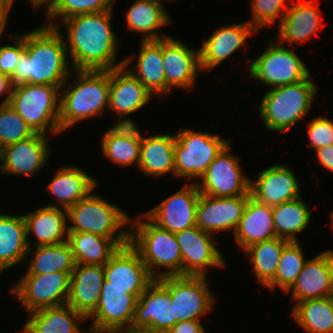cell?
Listing matches in <instances>:
<instances>
[{
	"label": "cell",
	"instance_id": "7bdbcfd3",
	"mask_svg": "<svg viewBox=\"0 0 333 333\" xmlns=\"http://www.w3.org/2000/svg\"><path fill=\"white\" fill-rule=\"evenodd\" d=\"M35 133L9 104H0V148L26 140Z\"/></svg>",
	"mask_w": 333,
	"mask_h": 333
},
{
	"label": "cell",
	"instance_id": "d4e9b609",
	"mask_svg": "<svg viewBox=\"0 0 333 333\" xmlns=\"http://www.w3.org/2000/svg\"><path fill=\"white\" fill-rule=\"evenodd\" d=\"M318 5L314 0H292L278 24V42L298 45L317 33L322 25Z\"/></svg>",
	"mask_w": 333,
	"mask_h": 333
},
{
	"label": "cell",
	"instance_id": "1f68e13d",
	"mask_svg": "<svg viewBox=\"0 0 333 333\" xmlns=\"http://www.w3.org/2000/svg\"><path fill=\"white\" fill-rule=\"evenodd\" d=\"M137 124H114L102 137L101 151L112 163L124 167L134 164L138 168L142 134Z\"/></svg>",
	"mask_w": 333,
	"mask_h": 333
},
{
	"label": "cell",
	"instance_id": "ac0fdd59",
	"mask_svg": "<svg viewBox=\"0 0 333 333\" xmlns=\"http://www.w3.org/2000/svg\"><path fill=\"white\" fill-rule=\"evenodd\" d=\"M163 67L166 77V94L174 87L190 90L194 88L200 73L199 48L192 49L187 44L170 36L163 39Z\"/></svg>",
	"mask_w": 333,
	"mask_h": 333
},
{
	"label": "cell",
	"instance_id": "603a6c76",
	"mask_svg": "<svg viewBox=\"0 0 333 333\" xmlns=\"http://www.w3.org/2000/svg\"><path fill=\"white\" fill-rule=\"evenodd\" d=\"M137 300L127 289L102 287L98 305L87 317L93 322L89 330L131 328Z\"/></svg>",
	"mask_w": 333,
	"mask_h": 333
},
{
	"label": "cell",
	"instance_id": "836d02e7",
	"mask_svg": "<svg viewBox=\"0 0 333 333\" xmlns=\"http://www.w3.org/2000/svg\"><path fill=\"white\" fill-rule=\"evenodd\" d=\"M28 249L23 214L8 215L0 212V274L15 264L28 261Z\"/></svg>",
	"mask_w": 333,
	"mask_h": 333
},
{
	"label": "cell",
	"instance_id": "cb8c5ba5",
	"mask_svg": "<svg viewBox=\"0 0 333 333\" xmlns=\"http://www.w3.org/2000/svg\"><path fill=\"white\" fill-rule=\"evenodd\" d=\"M256 30L246 21L218 28L199 48L202 71H212L244 46Z\"/></svg>",
	"mask_w": 333,
	"mask_h": 333
},
{
	"label": "cell",
	"instance_id": "f546056e",
	"mask_svg": "<svg viewBox=\"0 0 333 333\" xmlns=\"http://www.w3.org/2000/svg\"><path fill=\"white\" fill-rule=\"evenodd\" d=\"M98 186L97 179L88 175L80 167H65L58 169L54 178L46 188L53 195L58 205L48 204L50 207H61L68 210L79 200L87 197Z\"/></svg>",
	"mask_w": 333,
	"mask_h": 333
},
{
	"label": "cell",
	"instance_id": "6f0895ef",
	"mask_svg": "<svg viewBox=\"0 0 333 333\" xmlns=\"http://www.w3.org/2000/svg\"><path fill=\"white\" fill-rule=\"evenodd\" d=\"M21 333H28L24 328L20 331Z\"/></svg>",
	"mask_w": 333,
	"mask_h": 333
},
{
	"label": "cell",
	"instance_id": "ab89813d",
	"mask_svg": "<svg viewBox=\"0 0 333 333\" xmlns=\"http://www.w3.org/2000/svg\"><path fill=\"white\" fill-rule=\"evenodd\" d=\"M273 224L278 238L299 241L296 234L304 231L310 223L312 212L302 196L272 207Z\"/></svg>",
	"mask_w": 333,
	"mask_h": 333
},
{
	"label": "cell",
	"instance_id": "816d5d0a",
	"mask_svg": "<svg viewBox=\"0 0 333 333\" xmlns=\"http://www.w3.org/2000/svg\"><path fill=\"white\" fill-rule=\"evenodd\" d=\"M88 331L90 333H134L132 328H103Z\"/></svg>",
	"mask_w": 333,
	"mask_h": 333
},
{
	"label": "cell",
	"instance_id": "6da1fadb",
	"mask_svg": "<svg viewBox=\"0 0 333 333\" xmlns=\"http://www.w3.org/2000/svg\"><path fill=\"white\" fill-rule=\"evenodd\" d=\"M113 10L78 14L61 21L54 27L65 29L67 54L74 70L110 71L124 66L117 60L120 40L112 29ZM119 40V41H118Z\"/></svg>",
	"mask_w": 333,
	"mask_h": 333
},
{
	"label": "cell",
	"instance_id": "f35d334b",
	"mask_svg": "<svg viewBox=\"0 0 333 333\" xmlns=\"http://www.w3.org/2000/svg\"><path fill=\"white\" fill-rule=\"evenodd\" d=\"M289 242L286 239L275 237L254 243L243 251L252 264V271L258 283L264 287L275 278L282 251Z\"/></svg>",
	"mask_w": 333,
	"mask_h": 333
},
{
	"label": "cell",
	"instance_id": "7c38bea8",
	"mask_svg": "<svg viewBox=\"0 0 333 333\" xmlns=\"http://www.w3.org/2000/svg\"><path fill=\"white\" fill-rule=\"evenodd\" d=\"M170 291L177 322L201 320L213 310L215 295L206 276H167L159 279Z\"/></svg>",
	"mask_w": 333,
	"mask_h": 333
},
{
	"label": "cell",
	"instance_id": "bcb514c9",
	"mask_svg": "<svg viewBox=\"0 0 333 333\" xmlns=\"http://www.w3.org/2000/svg\"><path fill=\"white\" fill-rule=\"evenodd\" d=\"M308 148H318L333 145V121L327 117L318 116L308 122Z\"/></svg>",
	"mask_w": 333,
	"mask_h": 333
},
{
	"label": "cell",
	"instance_id": "7dc6e473",
	"mask_svg": "<svg viewBox=\"0 0 333 333\" xmlns=\"http://www.w3.org/2000/svg\"><path fill=\"white\" fill-rule=\"evenodd\" d=\"M169 333H206V329L201 320H186L177 322Z\"/></svg>",
	"mask_w": 333,
	"mask_h": 333
},
{
	"label": "cell",
	"instance_id": "44dd1931",
	"mask_svg": "<svg viewBox=\"0 0 333 333\" xmlns=\"http://www.w3.org/2000/svg\"><path fill=\"white\" fill-rule=\"evenodd\" d=\"M295 305L307 299L333 295V250H326L307 260L297 280L286 292Z\"/></svg>",
	"mask_w": 333,
	"mask_h": 333
},
{
	"label": "cell",
	"instance_id": "ee69618b",
	"mask_svg": "<svg viewBox=\"0 0 333 333\" xmlns=\"http://www.w3.org/2000/svg\"><path fill=\"white\" fill-rule=\"evenodd\" d=\"M286 0H252V19L247 22L257 31L262 27H270L281 22L283 15L291 5V1Z\"/></svg>",
	"mask_w": 333,
	"mask_h": 333
},
{
	"label": "cell",
	"instance_id": "7a4b0ae2",
	"mask_svg": "<svg viewBox=\"0 0 333 333\" xmlns=\"http://www.w3.org/2000/svg\"><path fill=\"white\" fill-rule=\"evenodd\" d=\"M24 46L25 52L10 77L12 86L42 84L60 89L73 70L60 27L45 24L25 32Z\"/></svg>",
	"mask_w": 333,
	"mask_h": 333
},
{
	"label": "cell",
	"instance_id": "7402d4cb",
	"mask_svg": "<svg viewBox=\"0 0 333 333\" xmlns=\"http://www.w3.org/2000/svg\"><path fill=\"white\" fill-rule=\"evenodd\" d=\"M298 178L285 164H274L262 169L250 182V194L270 207L301 197Z\"/></svg>",
	"mask_w": 333,
	"mask_h": 333
},
{
	"label": "cell",
	"instance_id": "4316f807",
	"mask_svg": "<svg viewBox=\"0 0 333 333\" xmlns=\"http://www.w3.org/2000/svg\"><path fill=\"white\" fill-rule=\"evenodd\" d=\"M134 55L124 59V66L154 96L166 94V77L163 67V39L141 41L138 60L134 68L129 67Z\"/></svg>",
	"mask_w": 333,
	"mask_h": 333
},
{
	"label": "cell",
	"instance_id": "681fc988",
	"mask_svg": "<svg viewBox=\"0 0 333 333\" xmlns=\"http://www.w3.org/2000/svg\"><path fill=\"white\" fill-rule=\"evenodd\" d=\"M12 88L11 78L0 72V96L2 97L3 95H6L4 96L5 98L3 99V102L0 104H7L10 102Z\"/></svg>",
	"mask_w": 333,
	"mask_h": 333
},
{
	"label": "cell",
	"instance_id": "d590c367",
	"mask_svg": "<svg viewBox=\"0 0 333 333\" xmlns=\"http://www.w3.org/2000/svg\"><path fill=\"white\" fill-rule=\"evenodd\" d=\"M67 241L76 264L104 266L119 249L112 239L88 232H68Z\"/></svg>",
	"mask_w": 333,
	"mask_h": 333
},
{
	"label": "cell",
	"instance_id": "8fae6325",
	"mask_svg": "<svg viewBox=\"0 0 333 333\" xmlns=\"http://www.w3.org/2000/svg\"><path fill=\"white\" fill-rule=\"evenodd\" d=\"M230 142L206 169L205 174L194 181L200 194L213 197H237L250 194L249 176L241 170L239 157L230 151Z\"/></svg>",
	"mask_w": 333,
	"mask_h": 333
},
{
	"label": "cell",
	"instance_id": "74e56055",
	"mask_svg": "<svg viewBox=\"0 0 333 333\" xmlns=\"http://www.w3.org/2000/svg\"><path fill=\"white\" fill-rule=\"evenodd\" d=\"M291 318L308 333H333V296L297 303Z\"/></svg>",
	"mask_w": 333,
	"mask_h": 333
},
{
	"label": "cell",
	"instance_id": "f907efd6",
	"mask_svg": "<svg viewBox=\"0 0 333 333\" xmlns=\"http://www.w3.org/2000/svg\"><path fill=\"white\" fill-rule=\"evenodd\" d=\"M13 2L14 0H0V37L6 31L7 18Z\"/></svg>",
	"mask_w": 333,
	"mask_h": 333
},
{
	"label": "cell",
	"instance_id": "db71d44e",
	"mask_svg": "<svg viewBox=\"0 0 333 333\" xmlns=\"http://www.w3.org/2000/svg\"><path fill=\"white\" fill-rule=\"evenodd\" d=\"M134 333H169L166 330H158V329H152L149 327H140V328H136L133 329Z\"/></svg>",
	"mask_w": 333,
	"mask_h": 333
},
{
	"label": "cell",
	"instance_id": "8992f818",
	"mask_svg": "<svg viewBox=\"0 0 333 333\" xmlns=\"http://www.w3.org/2000/svg\"><path fill=\"white\" fill-rule=\"evenodd\" d=\"M130 218L117 205L91 192L67 210L68 232L98 234L122 247L129 244L130 230L125 227L130 228Z\"/></svg>",
	"mask_w": 333,
	"mask_h": 333
},
{
	"label": "cell",
	"instance_id": "f1b7e54d",
	"mask_svg": "<svg viewBox=\"0 0 333 333\" xmlns=\"http://www.w3.org/2000/svg\"><path fill=\"white\" fill-rule=\"evenodd\" d=\"M277 237L272 207L248 195L242 218L234 232L236 244L244 251L250 245Z\"/></svg>",
	"mask_w": 333,
	"mask_h": 333
},
{
	"label": "cell",
	"instance_id": "83f0119b",
	"mask_svg": "<svg viewBox=\"0 0 333 333\" xmlns=\"http://www.w3.org/2000/svg\"><path fill=\"white\" fill-rule=\"evenodd\" d=\"M23 216L29 248L34 247L31 233L37 238L35 246L55 245L68 240L67 210L45 205Z\"/></svg>",
	"mask_w": 333,
	"mask_h": 333
},
{
	"label": "cell",
	"instance_id": "9f6ffc18",
	"mask_svg": "<svg viewBox=\"0 0 333 333\" xmlns=\"http://www.w3.org/2000/svg\"><path fill=\"white\" fill-rule=\"evenodd\" d=\"M330 215H331V216H330V221H331V225H332V229H333V211L331 212Z\"/></svg>",
	"mask_w": 333,
	"mask_h": 333
},
{
	"label": "cell",
	"instance_id": "2e32d148",
	"mask_svg": "<svg viewBox=\"0 0 333 333\" xmlns=\"http://www.w3.org/2000/svg\"><path fill=\"white\" fill-rule=\"evenodd\" d=\"M154 97L125 66L110 70L108 110L117 113L118 118L113 125L136 124L126 116L143 108Z\"/></svg>",
	"mask_w": 333,
	"mask_h": 333
},
{
	"label": "cell",
	"instance_id": "d6986e66",
	"mask_svg": "<svg viewBox=\"0 0 333 333\" xmlns=\"http://www.w3.org/2000/svg\"><path fill=\"white\" fill-rule=\"evenodd\" d=\"M176 323L170 291L159 279H154L138 297L131 328L169 331Z\"/></svg>",
	"mask_w": 333,
	"mask_h": 333
},
{
	"label": "cell",
	"instance_id": "ba28073f",
	"mask_svg": "<svg viewBox=\"0 0 333 333\" xmlns=\"http://www.w3.org/2000/svg\"><path fill=\"white\" fill-rule=\"evenodd\" d=\"M267 48L255 60H248L251 79L270 88L297 83L306 80L310 71L295 48L285 47L277 41L267 40Z\"/></svg>",
	"mask_w": 333,
	"mask_h": 333
},
{
	"label": "cell",
	"instance_id": "4dcf8cb0",
	"mask_svg": "<svg viewBox=\"0 0 333 333\" xmlns=\"http://www.w3.org/2000/svg\"><path fill=\"white\" fill-rule=\"evenodd\" d=\"M175 135L142 136L138 168L143 175L153 178L171 173L175 176Z\"/></svg>",
	"mask_w": 333,
	"mask_h": 333
},
{
	"label": "cell",
	"instance_id": "f6af8a7d",
	"mask_svg": "<svg viewBox=\"0 0 333 333\" xmlns=\"http://www.w3.org/2000/svg\"><path fill=\"white\" fill-rule=\"evenodd\" d=\"M13 45H2L0 47V72L11 77L16 69L20 56L25 52L24 33L9 32Z\"/></svg>",
	"mask_w": 333,
	"mask_h": 333
},
{
	"label": "cell",
	"instance_id": "52a82bcc",
	"mask_svg": "<svg viewBox=\"0 0 333 333\" xmlns=\"http://www.w3.org/2000/svg\"><path fill=\"white\" fill-rule=\"evenodd\" d=\"M9 104L34 133L43 135L62 133L59 125L60 89L57 86L42 84L13 86Z\"/></svg>",
	"mask_w": 333,
	"mask_h": 333
},
{
	"label": "cell",
	"instance_id": "4fadbf2b",
	"mask_svg": "<svg viewBox=\"0 0 333 333\" xmlns=\"http://www.w3.org/2000/svg\"><path fill=\"white\" fill-rule=\"evenodd\" d=\"M175 235L182 254V276H206L208 267H227L212 234L194 226Z\"/></svg>",
	"mask_w": 333,
	"mask_h": 333
},
{
	"label": "cell",
	"instance_id": "e0dca14e",
	"mask_svg": "<svg viewBox=\"0 0 333 333\" xmlns=\"http://www.w3.org/2000/svg\"><path fill=\"white\" fill-rule=\"evenodd\" d=\"M47 135L35 133L30 138L1 149L0 172L6 175L34 176L46 166L50 154Z\"/></svg>",
	"mask_w": 333,
	"mask_h": 333
},
{
	"label": "cell",
	"instance_id": "8d00e7d4",
	"mask_svg": "<svg viewBox=\"0 0 333 333\" xmlns=\"http://www.w3.org/2000/svg\"><path fill=\"white\" fill-rule=\"evenodd\" d=\"M28 258L30 259L25 274L72 273L76 264L68 241L55 245H39L35 247V251L29 248L26 259Z\"/></svg>",
	"mask_w": 333,
	"mask_h": 333
},
{
	"label": "cell",
	"instance_id": "e575fe53",
	"mask_svg": "<svg viewBox=\"0 0 333 333\" xmlns=\"http://www.w3.org/2000/svg\"><path fill=\"white\" fill-rule=\"evenodd\" d=\"M128 31L141 33V41H156L169 37L158 29L172 23L164 6L152 0H135L125 15Z\"/></svg>",
	"mask_w": 333,
	"mask_h": 333
},
{
	"label": "cell",
	"instance_id": "5b68a950",
	"mask_svg": "<svg viewBox=\"0 0 333 333\" xmlns=\"http://www.w3.org/2000/svg\"><path fill=\"white\" fill-rule=\"evenodd\" d=\"M259 104L260 119L269 132L283 133L311 110L317 87L311 75L304 81L269 88Z\"/></svg>",
	"mask_w": 333,
	"mask_h": 333
},
{
	"label": "cell",
	"instance_id": "3957f363",
	"mask_svg": "<svg viewBox=\"0 0 333 333\" xmlns=\"http://www.w3.org/2000/svg\"><path fill=\"white\" fill-rule=\"evenodd\" d=\"M72 73L74 81L70 85ZM60 91L59 125L63 132L82 120L101 116L108 110L110 71L73 69Z\"/></svg>",
	"mask_w": 333,
	"mask_h": 333
},
{
	"label": "cell",
	"instance_id": "277c9868",
	"mask_svg": "<svg viewBox=\"0 0 333 333\" xmlns=\"http://www.w3.org/2000/svg\"><path fill=\"white\" fill-rule=\"evenodd\" d=\"M129 226V244L154 279L182 276V254L175 233L158 227L145 214L136 220L131 217Z\"/></svg>",
	"mask_w": 333,
	"mask_h": 333
},
{
	"label": "cell",
	"instance_id": "f5cc1de1",
	"mask_svg": "<svg viewBox=\"0 0 333 333\" xmlns=\"http://www.w3.org/2000/svg\"><path fill=\"white\" fill-rule=\"evenodd\" d=\"M33 5L32 8L37 9L43 5H45V12L47 13L58 0H29Z\"/></svg>",
	"mask_w": 333,
	"mask_h": 333
},
{
	"label": "cell",
	"instance_id": "ffe728a7",
	"mask_svg": "<svg viewBox=\"0 0 333 333\" xmlns=\"http://www.w3.org/2000/svg\"><path fill=\"white\" fill-rule=\"evenodd\" d=\"M248 195L213 197L200 194L197 204L196 226L214 236L217 231L235 232L242 218Z\"/></svg>",
	"mask_w": 333,
	"mask_h": 333
},
{
	"label": "cell",
	"instance_id": "d6a6232c",
	"mask_svg": "<svg viewBox=\"0 0 333 333\" xmlns=\"http://www.w3.org/2000/svg\"><path fill=\"white\" fill-rule=\"evenodd\" d=\"M27 319L23 328L28 333H90L81 329L87 318L68 304L33 311Z\"/></svg>",
	"mask_w": 333,
	"mask_h": 333
},
{
	"label": "cell",
	"instance_id": "c3c4849f",
	"mask_svg": "<svg viewBox=\"0 0 333 333\" xmlns=\"http://www.w3.org/2000/svg\"><path fill=\"white\" fill-rule=\"evenodd\" d=\"M316 163L333 173V145L315 150Z\"/></svg>",
	"mask_w": 333,
	"mask_h": 333
},
{
	"label": "cell",
	"instance_id": "484cf974",
	"mask_svg": "<svg viewBox=\"0 0 333 333\" xmlns=\"http://www.w3.org/2000/svg\"><path fill=\"white\" fill-rule=\"evenodd\" d=\"M104 280V266L75 264L67 304L87 318L98 305Z\"/></svg>",
	"mask_w": 333,
	"mask_h": 333
},
{
	"label": "cell",
	"instance_id": "9a60e30c",
	"mask_svg": "<svg viewBox=\"0 0 333 333\" xmlns=\"http://www.w3.org/2000/svg\"><path fill=\"white\" fill-rule=\"evenodd\" d=\"M199 196L197 184L190 181L144 214L160 228L172 233L183 231L196 226Z\"/></svg>",
	"mask_w": 333,
	"mask_h": 333
},
{
	"label": "cell",
	"instance_id": "11a10c76",
	"mask_svg": "<svg viewBox=\"0 0 333 333\" xmlns=\"http://www.w3.org/2000/svg\"><path fill=\"white\" fill-rule=\"evenodd\" d=\"M152 1H156L157 3L161 4L162 6H164L163 5V0H152ZM164 1H166V0H164ZM167 1H173V0H167Z\"/></svg>",
	"mask_w": 333,
	"mask_h": 333
},
{
	"label": "cell",
	"instance_id": "30bf717a",
	"mask_svg": "<svg viewBox=\"0 0 333 333\" xmlns=\"http://www.w3.org/2000/svg\"><path fill=\"white\" fill-rule=\"evenodd\" d=\"M70 283L71 273L25 274L13 284L10 291L12 297H16L29 314L67 304Z\"/></svg>",
	"mask_w": 333,
	"mask_h": 333
},
{
	"label": "cell",
	"instance_id": "60d3db41",
	"mask_svg": "<svg viewBox=\"0 0 333 333\" xmlns=\"http://www.w3.org/2000/svg\"><path fill=\"white\" fill-rule=\"evenodd\" d=\"M303 248L299 241L289 242L283 249L275 278L265 287L268 290H274L279 287L283 293H286L297 280L305 262Z\"/></svg>",
	"mask_w": 333,
	"mask_h": 333
},
{
	"label": "cell",
	"instance_id": "9c48e42d",
	"mask_svg": "<svg viewBox=\"0 0 333 333\" xmlns=\"http://www.w3.org/2000/svg\"><path fill=\"white\" fill-rule=\"evenodd\" d=\"M175 176L201 178L208 166L230 142L218 134L182 129L175 134Z\"/></svg>",
	"mask_w": 333,
	"mask_h": 333
},
{
	"label": "cell",
	"instance_id": "b9f144b4",
	"mask_svg": "<svg viewBox=\"0 0 333 333\" xmlns=\"http://www.w3.org/2000/svg\"><path fill=\"white\" fill-rule=\"evenodd\" d=\"M113 8L114 0H58L45 13L46 25L54 27L53 19L58 17L63 21L74 15L110 11Z\"/></svg>",
	"mask_w": 333,
	"mask_h": 333
},
{
	"label": "cell",
	"instance_id": "5bb4252c",
	"mask_svg": "<svg viewBox=\"0 0 333 333\" xmlns=\"http://www.w3.org/2000/svg\"><path fill=\"white\" fill-rule=\"evenodd\" d=\"M102 287L127 289L137 299L154 280L139 253L130 245L119 247L104 265Z\"/></svg>",
	"mask_w": 333,
	"mask_h": 333
}]
</instances>
